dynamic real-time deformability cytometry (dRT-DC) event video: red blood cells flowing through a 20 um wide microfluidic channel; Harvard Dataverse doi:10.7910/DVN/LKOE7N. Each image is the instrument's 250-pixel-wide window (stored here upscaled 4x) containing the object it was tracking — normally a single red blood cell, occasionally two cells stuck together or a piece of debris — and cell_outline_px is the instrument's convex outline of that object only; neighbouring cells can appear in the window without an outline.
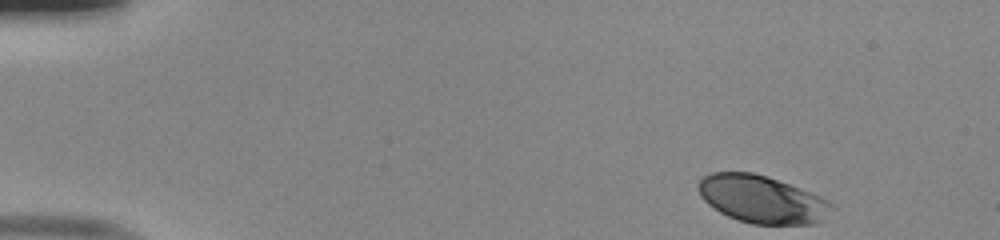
{"species": "human", "species_latin": "Homo sapiens", "temperature_condition": "room temperature", "stored_images_in_passage": 47, "camera_frame_rate_fps": 3000, "um_per_image_px": 0.085, "donor": {"sex": "male"}, "frame": {"image": 1, "passage_image": 1, "time_ms": 0.0, "image_size_px": [1000, 240], "cell_outline_px": [[836, 208], [824, 220], [816, 224], [752, 224], [728, 216], [720, 212], [708, 204], [700, 196], [700, 180], [704, 176], [712, 172], [752, 172], [768, 176], [800, 188], [820, 196], [828, 200]], "centroid_in_image_um": [64.82, 16.95], "position_along_channel_um": 20.2, "area_um2": 36.99}}
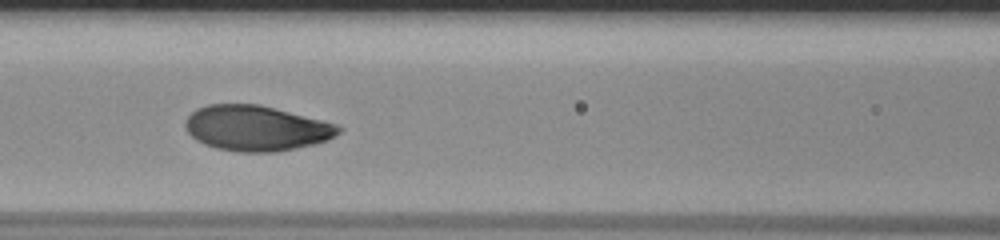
{"frame": {"image": 2, "passage_image": 19, "time_ms": 6.0, "image_size_px": [1000, 240], "cell_outline_px": [[344, 128], [336, 136], [328, 140], [312, 144], [276, 152], [240, 152], [216, 148], [204, 144], [196, 140], [188, 132], [184, 124], [188, 116], [196, 108], [208, 104], [260, 104], [336, 124]], "centroid_in_image_um": [21.77, 10.89], "position_along_channel_um": 144.8, "area_um2": 40.4}}
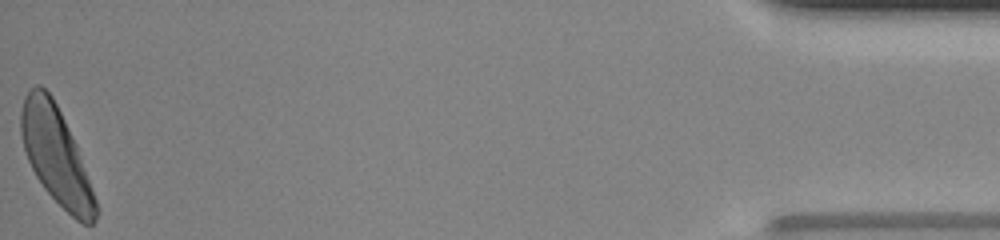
{"frame": {"image": 3, "passage_image": 47, "time_ms": 15.333, "image_size_px": [1000, 240], "cell_outline_px": [[100, 212], [96, 220], [92, 224], [84, 224], [76, 220], [44, 188], [36, 176], [28, 160], [24, 148], [20, 132], [20, 112], [24, 96], [36, 84], [40, 84], [52, 96], [76, 144], [100, 208]], "centroid_in_image_um": [4.78, 13.25], "position_along_channel_um": 430.4, "area_um2": 41.96}, "authors_computed_cell_mechanics": {"area_um2": 40.749, "velocity_mm_per_s": 3.9935, "shape_relaxation_time_tau1_ms": 2.231, "shape_relaxation_time_tau2_ms": null, "deformation_change_tau1": 0.1337, "deformation_change_tau2": null}}